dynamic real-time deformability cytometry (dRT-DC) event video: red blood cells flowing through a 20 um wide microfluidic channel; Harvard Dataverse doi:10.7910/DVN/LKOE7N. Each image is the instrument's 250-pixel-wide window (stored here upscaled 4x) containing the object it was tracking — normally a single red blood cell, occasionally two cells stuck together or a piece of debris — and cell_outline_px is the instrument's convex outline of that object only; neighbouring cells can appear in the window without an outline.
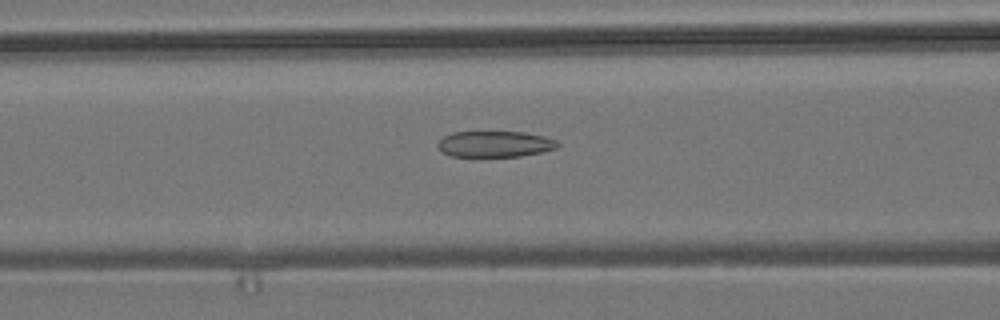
{"species": "common noctule bat (a hibernating species)", "species_latin": "Nyctalus noctula", "temperature_condition": "room temperature", "stored_images_in_passage": 7, "camera_frame_rate_fps": 3000, "um_per_image_px": 0.085, "animal": {"sex": "male", "body_mass_g": 19.2, "forearm_length_mm": 51.8}, "frame": {"image": 1, "passage_image": 7, "time_ms": 8.0, "image_size_px": [1000, 320], "cell_outline_px": [[560, 144], [556, 148], [540, 152], [520, 156], [452, 156], [444, 152], [436, 144], [444, 136], [452, 132], [524, 132], [544, 136], [556, 140]], "centroid_in_image_um": [42.08, 12.23], "position_along_channel_um": 124.5, "area_um2": 17.98}}